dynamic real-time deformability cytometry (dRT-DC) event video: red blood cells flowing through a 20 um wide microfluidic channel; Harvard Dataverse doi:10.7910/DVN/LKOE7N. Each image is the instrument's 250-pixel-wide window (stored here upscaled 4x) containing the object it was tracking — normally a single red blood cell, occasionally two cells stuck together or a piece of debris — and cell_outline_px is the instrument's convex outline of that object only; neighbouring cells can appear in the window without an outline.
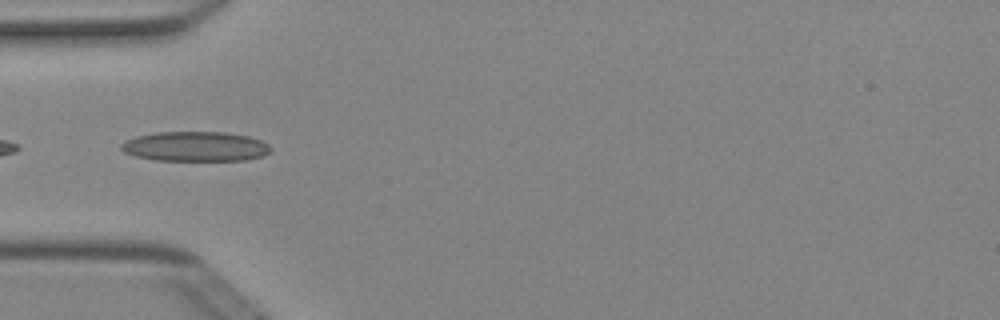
{"species": "Egyptian fruit bat (a non-hibernating species)", "species_latin": "Rousettus aegyptiacus", "temperature_condition": "cold", "stored_images_in_passage": 20, "camera_frame_rate_fps": 3000, "um_per_image_px": 0.085, "animal": {"sex": "female"}, "frame": {"image": 1, "passage_image": 15, "time_ms": 4.667, "image_size_px": [1000, 320], "cell_outline_px": [[272, 148], [264, 156], [244, 160], [156, 160], [136, 156], [124, 152], [120, 148], [120, 144], [124, 140], [136, 136], [156, 132], [224, 132], [248, 136], [260, 140], [268, 144]], "centroid_in_image_um": [16.58, 12.44], "position_along_channel_um": 68.4, "area_um2": 25.95}}